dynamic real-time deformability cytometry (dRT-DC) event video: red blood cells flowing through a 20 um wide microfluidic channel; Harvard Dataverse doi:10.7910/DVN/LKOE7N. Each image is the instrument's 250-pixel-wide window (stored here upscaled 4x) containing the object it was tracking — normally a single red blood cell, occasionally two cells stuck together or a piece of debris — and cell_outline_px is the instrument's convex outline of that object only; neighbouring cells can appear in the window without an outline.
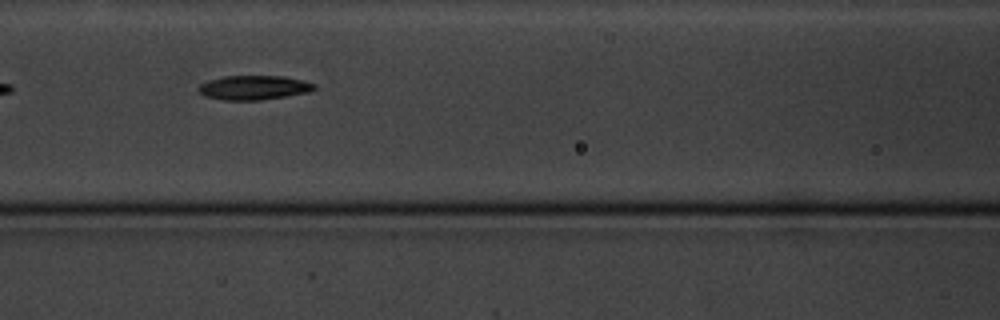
{"species": "common noctule bat (a hibernating species)", "species_latin": "Nyctalus noctula", "temperature_condition": "cold", "stored_images_in_passage": 16, "camera_frame_rate_fps": 3000, "um_per_image_px": 0.085, "animal": {"sex": "male", "body_mass_g": 20.1, "forearm_length_mm": 53.5}, "frame": {"image": 1, "passage_image": 7, "time_ms": 7.667, "image_size_px": [1000, 320], "cell_outline_px": [[316, 88], [312, 92], [260, 100], [224, 100], [204, 96], [196, 88], [200, 84], [208, 80], [224, 76], [284, 76], [304, 80], [316, 84]], "centroid_in_image_um": [21.6, 7.44], "position_along_channel_um": 145.0, "area_um2": 16.59}}
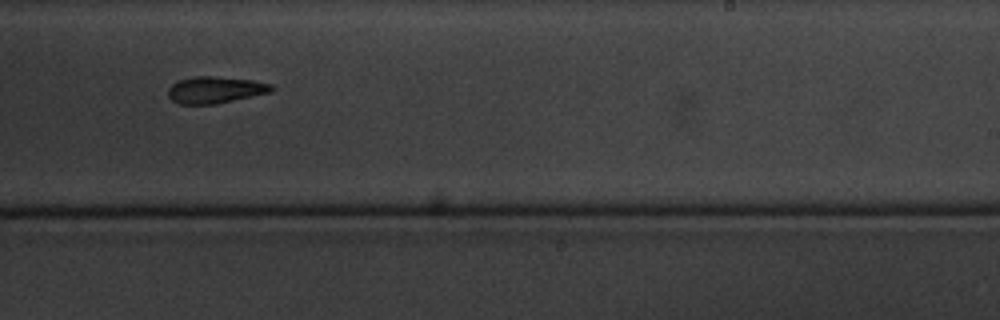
{"frame": {"image": 2, "passage_image": 10, "time_ms": 11.333, "image_size_px": [1000, 320], "cell_outline_px": [[272, 92], [216, 104], [180, 104], [172, 100], [168, 96], [168, 88], [176, 80], [196, 76], [216, 76], [252, 80], [272, 84]], "centroid_in_image_um": [18.27, 7.63], "position_along_channel_um": 270.7, "area_um2": 16.18}, "authors_computed_cell_mechanics": {"area_um2": 17.0799, "velocity_mm_per_s": 3.4322, "shape_relaxation_time_tau1_ms": 3.4201, "shape_relaxation_time_tau2_ms": null, "deformation_change_tau1": 0.0957, "deformation_change_tau2": null}}